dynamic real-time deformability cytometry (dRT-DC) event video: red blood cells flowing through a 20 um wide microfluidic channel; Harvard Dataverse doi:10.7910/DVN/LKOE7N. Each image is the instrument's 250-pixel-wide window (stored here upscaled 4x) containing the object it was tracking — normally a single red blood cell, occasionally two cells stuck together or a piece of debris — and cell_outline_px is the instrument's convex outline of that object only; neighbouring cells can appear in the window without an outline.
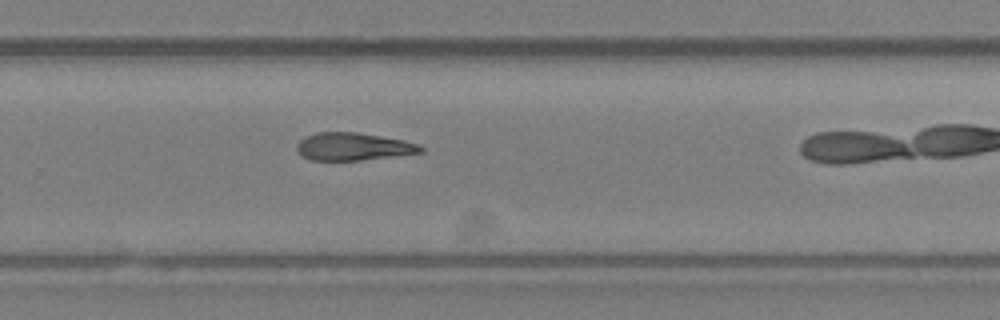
{"species": "Egyptian fruit bat (a non-hibernating species)", "species_latin": "Rousettus aegyptiacus", "temperature_condition": "room temperature", "stored_images_in_passage": 23, "camera_frame_rate_fps": 3000, "um_per_image_px": 0.085, "animal": {"sex": "female"}, "frame": {"image": 1, "passage_image": 17, "time_ms": 5.333, "image_size_px": [1000, 320], "cell_outline_px": [[424, 152], [360, 160], [312, 160], [300, 156], [296, 152], [296, 144], [300, 140], [316, 132], [356, 132], [404, 140], [416, 144], [424, 148]], "centroid_in_image_um": [29.97, 12.46], "position_along_channel_um": 299.8, "area_um2": 19.88}}